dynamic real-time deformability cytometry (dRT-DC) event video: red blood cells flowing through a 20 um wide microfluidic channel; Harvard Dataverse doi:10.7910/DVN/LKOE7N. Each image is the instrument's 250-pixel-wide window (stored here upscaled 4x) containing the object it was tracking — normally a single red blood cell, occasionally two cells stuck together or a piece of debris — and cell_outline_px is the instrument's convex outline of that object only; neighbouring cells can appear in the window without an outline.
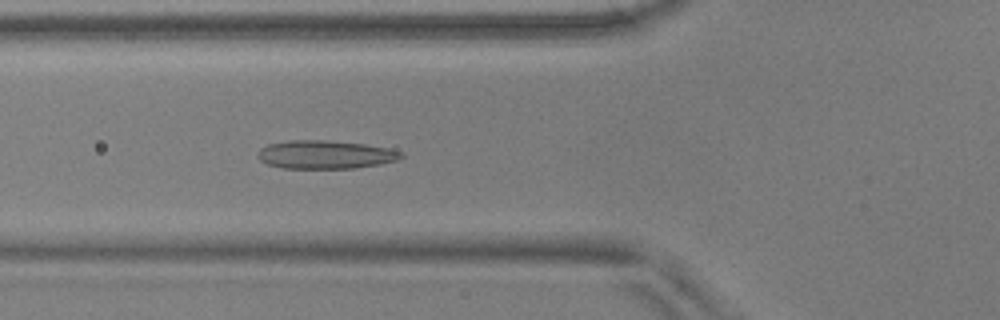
{"species": "common noctule bat (a hibernating species)", "species_latin": "Nyctalus noctula", "temperature_condition": "warm", "stored_images_in_passage": 54, "camera_frame_rate_fps": 3000, "um_per_image_px": 0.085, "animal": {"sex": "male", "body_mass_g": 17.9, "forearm_length_mm": 54.2}, "frame": {"image": 1, "passage_image": 20, "time_ms": 6.333, "image_size_px": [1000, 320], "cell_outline_px": [[404, 156], [396, 160], [380, 164], [356, 168], [284, 168], [268, 164], [260, 160], [256, 156], [256, 152], [260, 148], [268, 144], [288, 140], [324, 140], [364, 144], [388, 148], [404, 152]], "centroid_in_image_um": [27.63, 13.14], "position_along_channel_um": 98.2, "area_um2": 23.76}}
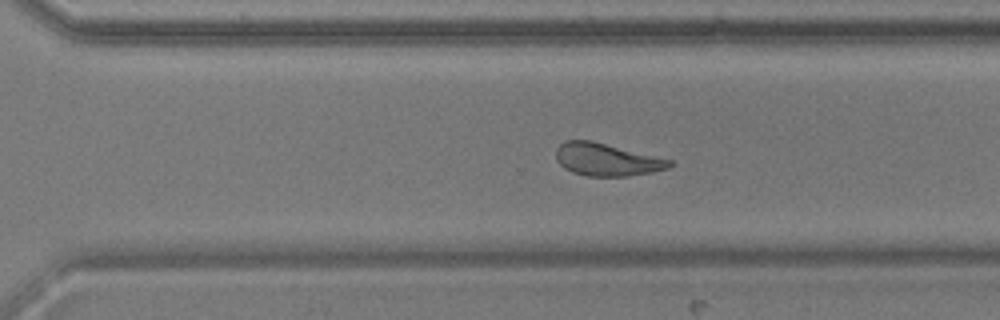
{"frame": {"image": 2, "passage_image": 38, "time_ms": 12.333, "image_size_px": [1000, 320], "cell_outline_px": [[676, 164], [668, 168], [652, 172], [628, 176], [588, 176], [572, 172], [564, 168], [556, 160], [556, 148], [564, 140], [592, 140], [672, 160]], "centroid_in_image_um": [51.57, 13.56], "position_along_channel_um": 319.0, "area_um2": 21.68}}
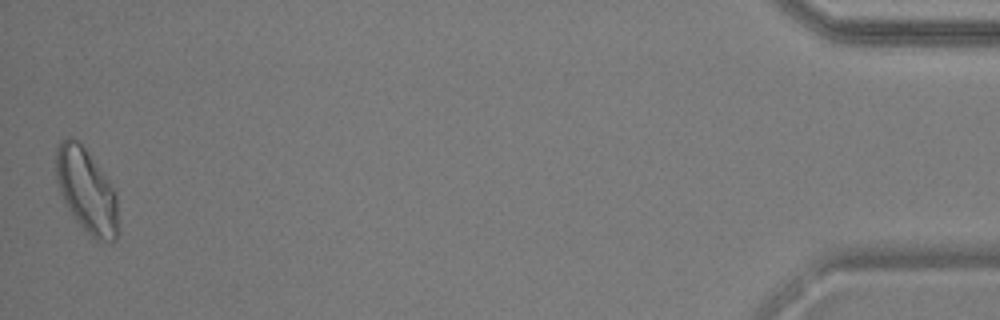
{"frame": {"image": 3, "passage_image": 54, "time_ms": 17.667, "image_size_px": [1000, 320], "cell_outline_px": [[116, 240], [96, 240], [76, 220], [64, 204], [56, 180], [56, 148], [60, 140], [68, 136], [72, 136], [88, 152], [108, 180], [116, 192]], "centroid_in_image_um": [7.3, 16.15], "position_along_channel_um": 427.9, "area_um2": 29.94}, "authors_computed_cell_mechanics": {"area_um2": 24.0159, "velocity_mm_per_s": 3.6798, "shape_relaxation_time_tau1_ms": null, "shape_relaxation_time_tau2_ms": 1.1708, "deformation_change_tau1": null, "deformation_change_tau2": 0.0756}}